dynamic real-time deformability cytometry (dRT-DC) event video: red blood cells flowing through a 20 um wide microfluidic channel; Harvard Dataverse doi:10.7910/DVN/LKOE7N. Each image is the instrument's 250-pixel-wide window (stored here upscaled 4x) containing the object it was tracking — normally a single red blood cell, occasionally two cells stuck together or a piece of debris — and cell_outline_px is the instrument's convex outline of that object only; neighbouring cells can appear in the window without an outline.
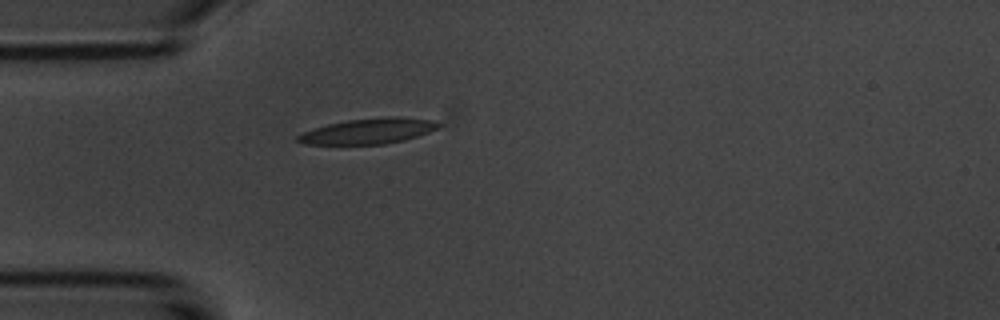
{"species": "common noctule bat (a hibernating species)", "species_latin": "Nyctalus noctula", "temperature_condition": "room temperature", "stored_images_in_passage": 6, "camera_frame_rate_fps": 3000, "um_per_image_px": 0.085, "animal": {"sex": "male", "body_mass_g": 20.1, "forearm_length_mm": 53.5}, "frame": {"image": 1, "passage_image": 6, "time_ms": 6.667, "image_size_px": [1000, 320], "cell_outline_px": [[440, 128], [404, 140], [384, 144], [304, 144], [296, 140], [296, 136], [304, 132], [328, 124], [348, 120], [388, 116], [392, 116], [432, 120], [440, 124]], "centroid_in_image_um": [31.32, 11.14], "position_along_channel_um": 53.7, "area_um2": 20.63}}